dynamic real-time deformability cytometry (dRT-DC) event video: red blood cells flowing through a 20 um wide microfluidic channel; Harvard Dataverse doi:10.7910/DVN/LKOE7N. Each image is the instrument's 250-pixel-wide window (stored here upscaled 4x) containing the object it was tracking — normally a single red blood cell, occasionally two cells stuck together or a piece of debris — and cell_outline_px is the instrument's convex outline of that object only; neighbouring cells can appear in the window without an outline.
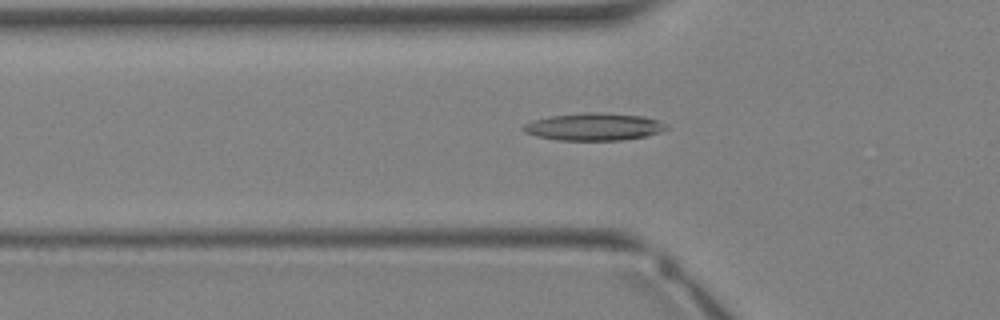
{"species": "Egyptian fruit bat (a non-hibernating species)", "species_latin": "Rousettus aegyptiacus", "temperature_condition": "warm", "stored_images_in_passage": 26, "camera_frame_rate_fps": 3000, "um_per_image_px": 0.085, "animal": {"sex": "female"}, "frame": {"image": 1, "passage_image": 3, "time_ms": 0.667, "image_size_px": [1000, 320], "cell_outline_px": [[668, 128], [660, 132], [648, 136], [624, 140], [556, 140], [536, 136], [524, 132], [524, 124], [532, 120], [552, 116], [588, 112], [596, 112], [644, 116], [656, 120], [664, 124]], "centroid_in_image_um": [50.48, 10.78], "position_along_channel_um": 75.3, "area_um2": 22.72}}
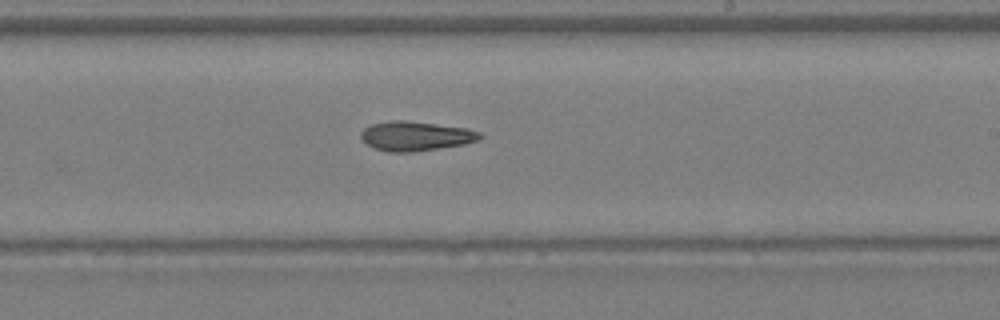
{"frame": {"image": 2, "passage_image": 12, "time_ms": 3.667, "image_size_px": [1000, 320], "cell_outline_px": [[484, 136], [480, 140], [464, 144], [412, 152], [388, 152], [372, 148], [360, 136], [360, 132], [364, 128], [372, 124], [388, 120], [408, 120], [468, 128], [480, 132]], "centroid_in_image_um": [35.34, 11.55], "position_along_channel_um": 253.7, "area_um2": 20.63}}
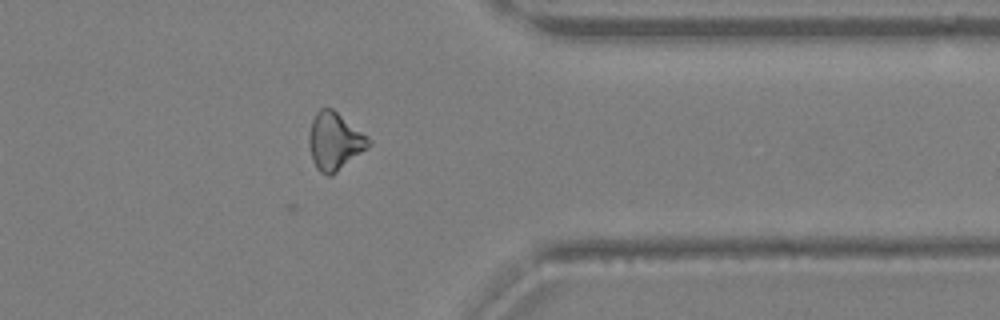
{"frame": {"image": 3, "passage_image": 19, "time_ms": 6.0, "image_size_px": [1000, 320], "cell_outline_px": [[372, 144], [368, 148], [332, 176], [328, 176], [320, 172], [316, 168], [312, 160], [308, 144], [308, 136], [312, 120], [316, 112], [320, 108], [332, 108], [368, 136], [372, 140]], "centroid_in_image_um": [28.45, 12.02], "position_along_channel_um": 383.0, "area_um2": 20.23}}